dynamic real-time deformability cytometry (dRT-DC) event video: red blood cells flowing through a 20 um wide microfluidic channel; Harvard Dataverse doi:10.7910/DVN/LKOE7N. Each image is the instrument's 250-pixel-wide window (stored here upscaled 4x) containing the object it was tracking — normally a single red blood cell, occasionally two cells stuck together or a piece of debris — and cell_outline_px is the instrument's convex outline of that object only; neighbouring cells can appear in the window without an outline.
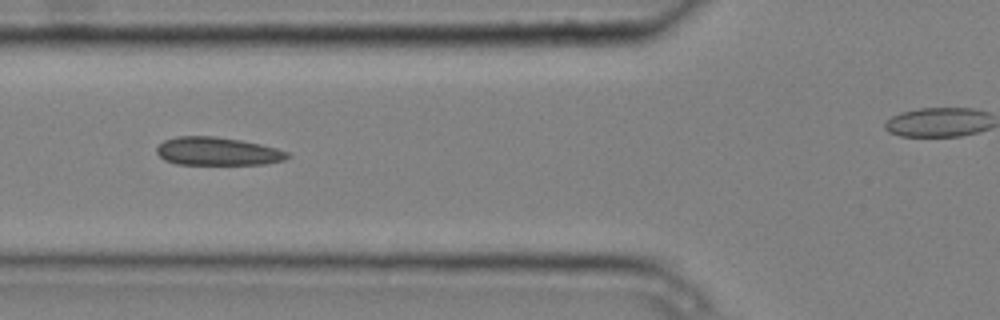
{"species": "common noctule bat (a hibernating species)", "species_latin": "Nyctalus noctula", "temperature_condition": "cold", "stored_images_in_passage": 10, "segment_of_instrument_passage": [1, 2], "camera_frame_rate_fps": 3000, "um_per_image_px": 0.085, "animal": {"sex": "male", "body_mass_g": 20.4}, "frame": {"image": 1, "passage_image": 5, "time_ms": 1.333, "image_size_px": [1000, 320], "cell_outline_px": [[292, 156], [284, 160], [264, 164], [176, 164], [164, 160], [156, 152], [156, 148], [164, 140], [176, 136], [216, 136], [240, 140], [260, 144], [276, 148], [288, 152]], "centroid_in_image_um": [18.48, 12.86], "position_along_channel_um": 107.3, "area_um2": 21.5}}
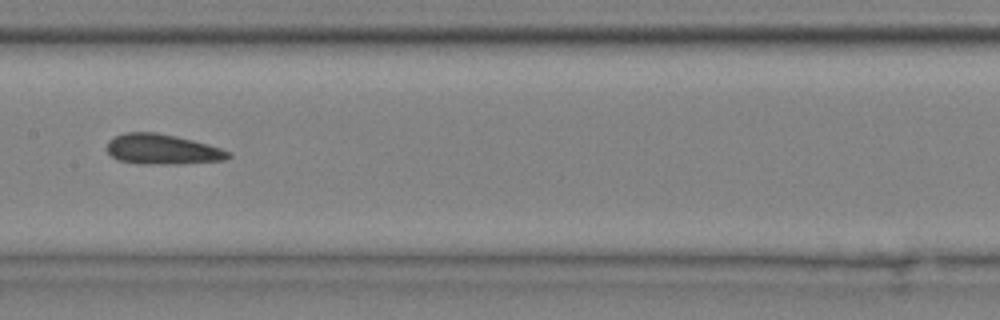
{"frame": {"image": 2, "passage_image": 7, "time_ms": 2.0, "image_size_px": [1000, 320], "cell_outline_px": [[232, 156], [224, 160], [180, 164], [136, 164], [120, 160], [112, 156], [108, 152], [108, 140], [124, 132], [156, 132], [176, 136], [208, 144], [232, 152]], "centroid_in_image_um": [13.82, 12.69], "position_along_channel_um": 193.6, "area_um2": 21.44}}
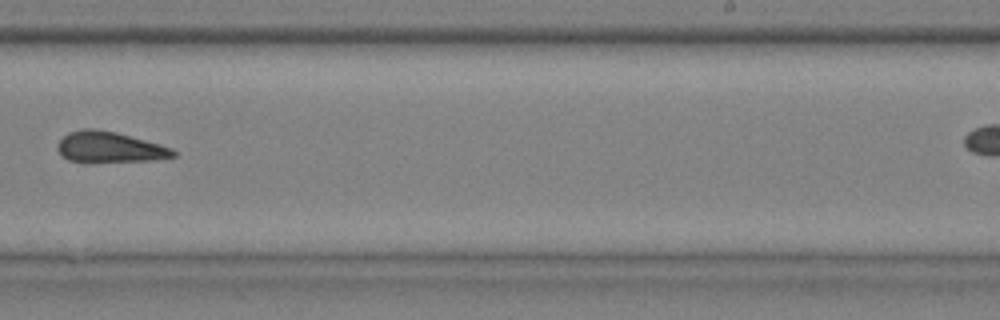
{"frame": {"image": 3, "passage_image": 9, "time_ms": 2.667, "image_size_px": [1000, 320], "cell_outline_px": [[176, 156], [152, 160], [92, 164], [68, 160], [56, 148], [56, 144], [68, 132], [84, 128], [96, 128], [116, 132], [160, 144], [172, 148], [176, 152]], "centroid_in_image_um": [9.29, 12.53], "position_along_channel_um": 279.7, "area_um2": 21.33}}